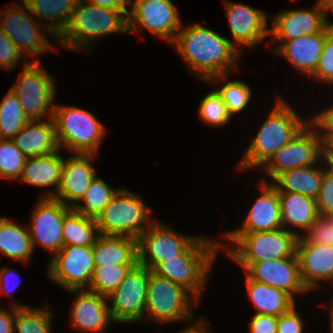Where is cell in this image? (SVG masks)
<instances>
[{
	"label": "cell",
	"mask_w": 333,
	"mask_h": 333,
	"mask_svg": "<svg viewBox=\"0 0 333 333\" xmlns=\"http://www.w3.org/2000/svg\"><path fill=\"white\" fill-rule=\"evenodd\" d=\"M171 45L175 46L189 69L210 83L212 80H226L238 59L235 44L199 24L186 28L181 26Z\"/></svg>",
	"instance_id": "1"
},
{
	"label": "cell",
	"mask_w": 333,
	"mask_h": 333,
	"mask_svg": "<svg viewBox=\"0 0 333 333\" xmlns=\"http://www.w3.org/2000/svg\"><path fill=\"white\" fill-rule=\"evenodd\" d=\"M248 147L240 168L264 165L282 146L295 137L306 122L281 98Z\"/></svg>",
	"instance_id": "2"
},
{
	"label": "cell",
	"mask_w": 333,
	"mask_h": 333,
	"mask_svg": "<svg viewBox=\"0 0 333 333\" xmlns=\"http://www.w3.org/2000/svg\"><path fill=\"white\" fill-rule=\"evenodd\" d=\"M123 15L119 9L78 0L67 27L57 39L64 46L79 50L94 38L116 31L128 33L127 17Z\"/></svg>",
	"instance_id": "3"
},
{
	"label": "cell",
	"mask_w": 333,
	"mask_h": 333,
	"mask_svg": "<svg viewBox=\"0 0 333 333\" xmlns=\"http://www.w3.org/2000/svg\"><path fill=\"white\" fill-rule=\"evenodd\" d=\"M221 246L207 238L197 237L181 254L160 262L152 271L198 297Z\"/></svg>",
	"instance_id": "4"
},
{
	"label": "cell",
	"mask_w": 333,
	"mask_h": 333,
	"mask_svg": "<svg viewBox=\"0 0 333 333\" xmlns=\"http://www.w3.org/2000/svg\"><path fill=\"white\" fill-rule=\"evenodd\" d=\"M227 239L236 243L237 248L229 249L228 255L244 270L252 263L274 258H288L296 254L299 235L294 231L278 230L253 233H226Z\"/></svg>",
	"instance_id": "5"
},
{
	"label": "cell",
	"mask_w": 333,
	"mask_h": 333,
	"mask_svg": "<svg viewBox=\"0 0 333 333\" xmlns=\"http://www.w3.org/2000/svg\"><path fill=\"white\" fill-rule=\"evenodd\" d=\"M59 146L74 153L95 154L105 135V128L90 112L66 106H54L52 118Z\"/></svg>",
	"instance_id": "6"
},
{
	"label": "cell",
	"mask_w": 333,
	"mask_h": 333,
	"mask_svg": "<svg viewBox=\"0 0 333 333\" xmlns=\"http://www.w3.org/2000/svg\"><path fill=\"white\" fill-rule=\"evenodd\" d=\"M95 221L99 234L133 239H138L151 224L149 209L144 202L125 189L118 190Z\"/></svg>",
	"instance_id": "7"
},
{
	"label": "cell",
	"mask_w": 333,
	"mask_h": 333,
	"mask_svg": "<svg viewBox=\"0 0 333 333\" xmlns=\"http://www.w3.org/2000/svg\"><path fill=\"white\" fill-rule=\"evenodd\" d=\"M192 297L195 298L184 287L149 269L145 313L160 323L191 319Z\"/></svg>",
	"instance_id": "8"
},
{
	"label": "cell",
	"mask_w": 333,
	"mask_h": 333,
	"mask_svg": "<svg viewBox=\"0 0 333 333\" xmlns=\"http://www.w3.org/2000/svg\"><path fill=\"white\" fill-rule=\"evenodd\" d=\"M10 90L18 97L30 121L42 120L45 113L53 118L54 108L49 109V106L56 94L54 81L37 61L25 63L18 82Z\"/></svg>",
	"instance_id": "9"
},
{
	"label": "cell",
	"mask_w": 333,
	"mask_h": 333,
	"mask_svg": "<svg viewBox=\"0 0 333 333\" xmlns=\"http://www.w3.org/2000/svg\"><path fill=\"white\" fill-rule=\"evenodd\" d=\"M313 130V131H312ZM307 123L286 145L282 146L264 167L272 179L284 171L313 166L325 156V139Z\"/></svg>",
	"instance_id": "10"
},
{
	"label": "cell",
	"mask_w": 333,
	"mask_h": 333,
	"mask_svg": "<svg viewBox=\"0 0 333 333\" xmlns=\"http://www.w3.org/2000/svg\"><path fill=\"white\" fill-rule=\"evenodd\" d=\"M149 269L136 264L126 274L122 283L113 290L107 300H113L109 313L114 322H136L145 312Z\"/></svg>",
	"instance_id": "11"
},
{
	"label": "cell",
	"mask_w": 333,
	"mask_h": 333,
	"mask_svg": "<svg viewBox=\"0 0 333 333\" xmlns=\"http://www.w3.org/2000/svg\"><path fill=\"white\" fill-rule=\"evenodd\" d=\"M92 246H63L49 262L48 275L71 292H80L91 281L94 271Z\"/></svg>",
	"instance_id": "12"
},
{
	"label": "cell",
	"mask_w": 333,
	"mask_h": 333,
	"mask_svg": "<svg viewBox=\"0 0 333 333\" xmlns=\"http://www.w3.org/2000/svg\"><path fill=\"white\" fill-rule=\"evenodd\" d=\"M177 11L171 0H136L127 15V31L141 25L172 43L182 25Z\"/></svg>",
	"instance_id": "13"
},
{
	"label": "cell",
	"mask_w": 333,
	"mask_h": 333,
	"mask_svg": "<svg viewBox=\"0 0 333 333\" xmlns=\"http://www.w3.org/2000/svg\"><path fill=\"white\" fill-rule=\"evenodd\" d=\"M197 237H186L151 222L137 239L138 264L153 270L160 262L181 254ZM149 254V259L147 255Z\"/></svg>",
	"instance_id": "14"
},
{
	"label": "cell",
	"mask_w": 333,
	"mask_h": 333,
	"mask_svg": "<svg viewBox=\"0 0 333 333\" xmlns=\"http://www.w3.org/2000/svg\"><path fill=\"white\" fill-rule=\"evenodd\" d=\"M72 206L64 205L53 197H43L33 211L29 229L33 248L36 243L54 255L63 247V220Z\"/></svg>",
	"instance_id": "15"
},
{
	"label": "cell",
	"mask_w": 333,
	"mask_h": 333,
	"mask_svg": "<svg viewBox=\"0 0 333 333\" xmlns=\"http://www.w3.org/2000/svg\"><path fill=\"white\" fill-rule=\"evenodd\" d=\"M246 274L254 281L266 284L288 293H305L307 288L303 285L297 255L288 258H274L252 263Z\"/></svg>",
	"instance_id": "16"
},
{
	"label": "cell",
	"mask_w": 333,
	"mask_h": 333,
	"mask_svg": "<svg viewBox=\"0 0 333 333\" xmlns=\"http://www.w3.org/2000/svg\"><path fill=\"white\" fill-rule=\"evenodd\" d=\"M23 7L25 9L10 7L7 11L0 12L2 17L0 30L13 41L21 53H28L29 56L45 53L46 49L50 48V44L39 32L40 27L33 22L32 16L26 15L27 6L24 3Z\"/></svg>",
	"instance_id": "17"
},
{
	"label": "cell",
	"mask_w": 333,
	"mask_h": 333,
	"mask_svg": "<svg viewBox=\"0 0 333 333\" xmlns=\"http://www.w3.org/2000/svg\"><path fill=\"white\" fill-rule=\"evenodd\" d=\"M273 27L269 33L273 40L288 41L302 36L322 32L329 24L325 20L320 1L316 2L315 9L283 11L273 18Z\"/></svg>",
	"instance_id": "18"
},
{
	"label": "cell",
	"mask_w": 333,
	"mask_h": 333,
	"mask_svg": "<svg viewBox=\"0 0 333 333\" xmlns=\"http://www.w3.org/2000/svg\"><path fill=\"white\" fill-rule=\"evenodd\" d=\"M94 155L76 153L74 157L64 160L60 184L56 191L58 195L52 192L43 197H53L64 205H68L67 201L80 202L90 182L96 177L89 161Z\"/></svg>",
	"instance_id": "19"
},
{
	"label": "cell",
	"mask_w": 333,
	"mask_h": 333,
	"mask_svg": "<svg viewBox=\"0 0 333 333\" xmlns=\"http://www.w3.org/2000/svg\"><path fill=\"white\" fill-rule=\"evenodd\" d=\"M296 255L300 277L308 291L320 280H333V245L307 243L299 236Z\"/></svg>",
	"instance_id": "20"
},
{
	"label": "cell",
	"mask_w": 333,
	"mask_h": 333,
	"mask_svg": "<svg viewBox=\"0 0 333 333\" xmlns=\"http://www.w3.org/2000/svg\"><path fill=\"white\" fill-rule=\"evenodd\" d=\"M225 6L235 42L252 47L270 34L264 12L241 3L226 1Z\"/></svg>",
	"instance_id": "21"
},
{
	"label": "cell",
	"mask_w": 333,
	"mask_h": 333,
	"mask_svg": "<svg viewBox=\"0 0 333 333\" xmlns=\"http://www.w3.org/2000/svg\"><path fill=\"white\" fill-rule=\"evenodd\" d=\"M261 196L253 204L242 228L228 233H253L283 228L278 191L263 181L259 184Z\"/></svg>",
	"instance_id": "22"
},
{
	"label": "cell",
	"mask_w": 333,
	"mask_h": 333,
	"mask_svg": "<svg viewBox=\"0 0 333 333\" xmlns=\"http://www.w3.org/2000/svg\"><path fill=\"white\" fill-rule=\"evenodd\" d=\"M82 289L72 306L71 322L75 328L101 332L112 322L107 297Z\"/></svg>",
	"instance_id": "23"
},
{
	"label": "cell",
	"mask_w": 333,
	"mask_h": 333,
	"mask_svg": "<svg viewBox=\"0 0 333 333\" xmlns=\"http://www.w3.org/2000/svg\"><path fill=\"white\" fill-rule=\"evenodd\" d=\"M332 29L333 26L328 25L322 32L282 42L277 52L302 72L312 75L318 65L325 38Z\"/></svg>",
	"instance_id": "24"
},
{
	"label": "cell",
	"mask_w": 333,
	"mask_h": 333,
	"mask_svg": "<svg viewBox=\"0 0 333 333\" xmlns=\"http://www.w3.org/2000/svg\"><path fill=\"white\" fill-rule=\"evenodd\" d=\"M28 121L12 139L15 146L26 157L47 156L59 151L55 125L52 119L48 122ZM38 122L37 124H35Z\"/></svg>",
	"instance_id": "25"
},
{
	"label": "cell",
	"mask_w": 333,
	"mask_h": 333,
	"mask_svg": "<svg viewBox=\"0 0 333 333\" xmlns=\"http://www.w3.org/2000/svg\"><path fill=\"white\" fill-rule=\"evenodd\" d=\"M95 267L108 265H136L137 239L99 234L92 246Z\"/></svg>",
	"instance_id": "26"
},
{
	"label": "cell",
	"mask_w": 333,
	"mask_h": 333,
	"mask_svg": "<svg viewBox=\"0 0 333 333\" xmlns=\"http://www.w3.org/2000/svg\"><path fill=\"white\" fill-rule=\"evenodd\" d=\"M282 226L285 224L307 230L319 216L316 199L303 194L278 193Z\"/></svg>",
	"instance_id": "27"
},
{
	"label": "cell",
	"mask_w": 333,
	"mask_h": 333,
	"mask_svg": "<svg viewBox=\"0 0 333 333\" xmlns=\"http://www.w3.org/2000/svg\"><path fill=\"white\" fill-rule=\"evenodd\" d=\"M324 171V169L320 170L312 166L284 171L273 178L275 184L272 186L278 193L292 192L316 199Z\"/></svg>",
	"instance_id": "28"
},
{
	"label": "cell",
	"mask_w": 333,
	"mask_h": 333,
	"mask_svg": "<svg viewBox=\"0 0 333 333\" xmlns=\"http://www.w3.org/2000/svg\"><path fill=\"white\" fill-rule=\"evenodd\" d=\"M58 152L47 156L27 157L19 179L40 187L55 185L58 189L64 163Z\"/></svg>",
	"instance_id": "29"
},
{
	"label": "cell",
	"mask_w": 333,
	"mask_h": 333,
	"mask_svg": "<svg viewBox=\"0 0 333 333\" xmlns=\"http://www.w3.org/2000/svg\"><path fill=\"white\" fill-rule=\"evenodd\" d=\"M247 290L256 314L280 316L295 306L294 298L283 290L252 280L247 274Z\"/></svg>",
	"instance_id": "30"
},
{
	"label": "cell",
	"mask_w": 333,
	"mask_h": 333,
	"mask_svg": "<svg viewBox=\"0 0 333 333\" xmlns=\"http://www.w3.org/2000/svg\"><path fill=\"white\" fill-rule=\"evenodd\" d=\"M29 11L30 15H34L39 18L55 19L57 23L46 24L45 27L49 32L53 33L58 38L67 27L72 13L75 9L76 2L78 0H21ZM59 19H61L59 21Z\"/></svg>",
	"instance_id": "31"
},
{
	"label": "cell",
	"mask_w": 333,
	"mask_h": 333,
	"mask_svg": "<svg viewBox=\"0 0 333 333\" xmlns=\"http://www.w3.org/2000/svg\"><path fill=\"white\" fill-rule=\"evenodd\" d=\"M34 250L29 229L0 217V252L7 257L27 262Z\"/></svg>",
	"instance_id": "32"
},
{
	"label": "cell",
	"mask_w": 333,
	"mask_h": 333,
	"mask_svg": "<svg viewBox=\"0 0 333 333\" xmlns=\"http://www.w3.org/2000/svg\"><path fill=\"white\" fill-rule=\"evenodd\" d=\"M99 232L95 219L78 213L73 208L64 216L63 220V246H93Z\"/></svg>",
	"instance_id": "33"
},
{
	"label": "cell",
	"mask_w": 333,
	"mask_h": 333,
	"mask_svg": "<svg viewBox=\"0 0 333 333\" xmlns=\"http://www.w3.org/2000/svg\"><path fill=\"white\" fill-rule=\"evenodd\" d=\"M117 192L118 190L116 191L109 187L102 179L96 176L90 182L88 189L80 200L85 205L81 206L73 203L72 208L88 218L96 219Z\"/></svg>",
	"instance_id": "34"
},
{
	"label": "cell",
	"mask_w": 333,
	"mask_h": 333,
	"mask_svg": "<svg viewBox=\"0 0 333 333\" xmlns=\"http://www.w3.org/2000/svg\"><path fill=\"white\" fill-rule=\"evenodd\" d=\"M28 121L18 97L9 90L0 104V139L12 140Z\"/></svg>",
	"instance_id": "35"
},
{
	"label": "cell",
	"mask_w": 333,
	"mask_h": 333,
	"mask_svg": "<svg viewBox=\"0 0 333 333\" xmlns=\"http://www.w3.org/2000/svg\"><path fill=\"white\" fill-rule=\"evenodd\" d=\"M134 266L135 265H108L95 267L88 290L107 297L122 283L126 274Z\"/></svg>",
	"instance_id": "36"
},
{
	"label": "cell",
	"mask_w": 333,
	"mask_h": 333,
	"mask_svg": "<svg viewBox=\"0 0 333 333\" xmlns=\"http://www.w3.org/2000/svg\"><path fill=\"white\" fill-rule=\"evenodd\" d=\"M51 312L15 306L14 330L18 333H51Z\"/></svg>",
	"instance_id": "37"
},
{
	"label": "cell",
	"mask_w": 333,
	"mask_h": 333,
	"mask_svg": "<svg viewBox=\"0 0 333 333\" xmlns=\"http://www.w3.org/2000/svg\"><path fill=\"white\" fill-rule=\"evenodd\" d=\"M27 157L12 140L0 139V176L8 179L20 178Z\"/></svg>",
	"instance_id": "38"
},
{
	"label": "cell",
	"mask_w": 333,
	"mask_h": 333,
	"mask_svg": "<svg viewBox=\"0 0 333 333\" xmlns=\"http://www.w3.org/2000/svg\"><path fill=\"white\" fill-rule=\"evenodd\" d=\"M216 91L225 103L230 116L245 109L251 99L250 87L240 80L229 81Z\"/></svg>",
	"instance_id": "39"
},
{
	"label": "cell",
	"mask_w": 333,
	"mask_h": 333,
	"mask_svg": "<svg viewBox=\"0 0 333 333\" xmlns=\"http://www.w3.org/2000/svg\"><path fill=\"white\" fill-rule=\"evenodd\" d=\"M199 115L203 122L213 126L225 125L231 118L217 91L207 94L200 102Z\"/></svg>",
	"instance_id": "40"
},
{
	"label": "cell",
	"mask_w": 333,
	"mask_h": 333,
	"mask_svg": "<svg viewBox=\"0 0 333 333\" xmlns=\"http://www.w3.org/2000/svg\"><path fill=\"white\" fill-rule=\"evenodd\" d=\"M301 238L307 243L333 245V216L319 215Z\"/></svg>",
	"instance_id": "41"
},
{
	"label": "cell",
	"mask_w": 333,
	"mask_h": 333,
	"mask_svg": "<svg viewBox=\"0 0 333 333\" xmlns=\"http://www.w3.org/2000/svg\"><path fill=\"white\" fill-rule=\"evenodd\" d=\"M311 76L333 84V29L325 38L318 65Z\"/></svg>",
	"instance_id": "42"
},
{
	"label": "cell",
	"mask_w": 333,
	"mask_h": 333,
	"mask_svg": "<svg viewBox=\"0 0 333 333\" xmlns=\"http://www.w3.org/2000/svg\"><path fill=\"white\" fill-rule=\"evenodd\" d=\"M319 215L333 216V171H324L319 194L316 198Z\"/></svg>",
	"instance_id": "43"
},
{
	"label": "cell",
	"mask_w": 333,
	"mask_h": 333,
	"mask_svg": "<svg viewBox=\"0 0 333 333\" xmlns=\"http://www.w3.org/2000/svg\"><path fill=\"white\" fill-rule=\"evenodd\" d=\"M22 53L13 41L0 30V66L4 70H11L17 65Z\"/></svg>",
	"instance_id": "44"
},
{
	"label": "cell",
	"mask_w": 333,
	"mask_h": 333,
	"mask_svg": "<svg viewBox=\"0 0 333 333\" xmlns=\"http://www.w3.org/2000/svg\"><path fill=\"white\" fill-rule=\"evenodd\" d=\"M303 322L293 306L278 316L277 333H302Z\"/></svg>",
	"instance_id": "45"
},
{
	"label": "cell",
	"mask_w": 333,
	"mask_h": 333,
	"mask_svg": "<svg viewBox=\"0 0 333 333\" xmlns=\"http://www.w3.org/2000/svg\"><path fill=\"white\" fill-rule=\"evenodd\" d=\"M278 317L255 314L249 323L250 333H277Z\"/></svg>",
	"instance_id": "46"
},
{
	"label": "cell",
	"mask_w": 333,
	"mask_h": 333,
	"mask_svg": "<svg viewBox=\"0 0 333 333\" xmlns=\"http://www.w3.org/2000/svg\"><path fill=\"white\" fill-rule=\"evenodd\" d=\"M15 306L16 307H26L18 305L17 303L12 304V313L1 309L0 307V333H13L14 330V318H15Z\"/></svg>",
	"instance_id": "47"
},
{
	"label": "cell",
	"mask_w": 333,
	"mask_h": 333,
	"mask_svg": "<svg viewBox=\"0 0 333 333\" xmlns=\"http://www.w3.org/2000/svg\"><path fill=\"white\" fill-rule=\"evenodd\" d=\"M315 127L324 128L326 131H333V106L321 112V114L317 115L313 118L311 122Z\"/></svg>",
	"instance_id": "48"
},
{
	"label": "cell",
	"mask_w": 333,
	"mask_h": 333,
	"mask_svg": "<svg viewBox=\"0 0 333 333\" xmlns=\"http://www.w3.org/2000/svg\"><path fill=\"white\" fill-rule=\"evenodd\" d=\"M88 3L97 4L104 7L115 8L121 10L127 17L128 10L126 6L130 3L132 4V0H84Z\"/></svg>",
	"instance_id": "49"
},
{
	"label": "cell",
	"mask_w": 333,
	"mask_h": 333,
	"mask_svg": "<svg viewBox=\"0 0 333 333\" xmlns=\"http://www.w3.org/2000/svg\"><path fill=\"white\" fill-rule=\"evenodd\" d=\"M8 271L9 270H7L6 268H3L2 270L0 269V292L1 293H6V292H8V293H10V292H12L11 291V289H7V287L6 286H8L6 283H7V279H8ZM15 274L14 275H18V273H16V272H14ZM6 284V285H5ZM17 286H18V284H16V286H14L13 288L15 289V288H17ZM6 287V288H5ZM9 288H10V286H9ZM12 288V289H13ZM13 289V290H14Z\"/></svg>",
	"instance_id": "50"
},
{
	"label": "cell",
	"mask_w": 333,
	"mask_h": 333,
	"mask_svg": "<svg viewBox=\"0 0 333 333\" xmlns=\"http://www.w3.org/2000/svg\"><path fill=\"white\" fill-rule=\"evenodd\" d=\"M200 321L197 323V325L193 324L192 326L188 327L180 333H209L208 331H206L207 329L204 327V325H202L205 323L203 322L204 320Z\"/></svg>",
	"instance_id": "51"
},
{
	"label": "cell",
	"mask_w": 333,
	"mask_h": 333,
	"mask_svg": "<svg viewBox=\"0 0 333 333\" xmlns=\"http://www.w3.org/2000/svg\"><path fill=\"white\" fill-rule=\"evenodd\" d=\"M322 135L325 139V153H333V131H327Z\"/></svg>",
	"instance_id": "52"
},
{
	"label": "cell",
	"mask_w": 333,
	"mask_h": 333,
	"mask_svg": "<svg viewBox=\"0 0 333 333\" xmlns=\"http://www.w3.org/2000/svg\"><path fill=\"white\" fill-rule=\"evenodd\" d=\"M321 7H322V11L324 12V17L326 20V11H332L333 10V0H319Z\"/></svg>",
	"instance_id": "53"
},
{
	"label": "cell",
	"mask_w": 333,
	"mask_h": 333,
	"mask_svg": "<svg viewBox=\"0 0 333 333\" xmlns=\"http://www.w3.org/2000/svg\"><path fill=\"white\" fill-rule=\"evenodd\" d=\"M324 157L328 162L330 169L333 171V153H325Z\"/></svg>",
	"instance_id": "54"
},
{
	"label": "cell",
	"mask_w": 333,
	"mask_h": 333,
	"mask_svg": "<svg viewBox=\"0 0 333 333\" xmlns=\"http://www.w3.org/2000/svg\"><path fill=\"white\" fill-rule=\"evenodd\" d=\"M331 318H332V319H331V323H332V325H331L332 328H331V329H332V333H333V302H332V304H331Z\"/></svg>",
	"instance_id": "55"
}]
</instances>
